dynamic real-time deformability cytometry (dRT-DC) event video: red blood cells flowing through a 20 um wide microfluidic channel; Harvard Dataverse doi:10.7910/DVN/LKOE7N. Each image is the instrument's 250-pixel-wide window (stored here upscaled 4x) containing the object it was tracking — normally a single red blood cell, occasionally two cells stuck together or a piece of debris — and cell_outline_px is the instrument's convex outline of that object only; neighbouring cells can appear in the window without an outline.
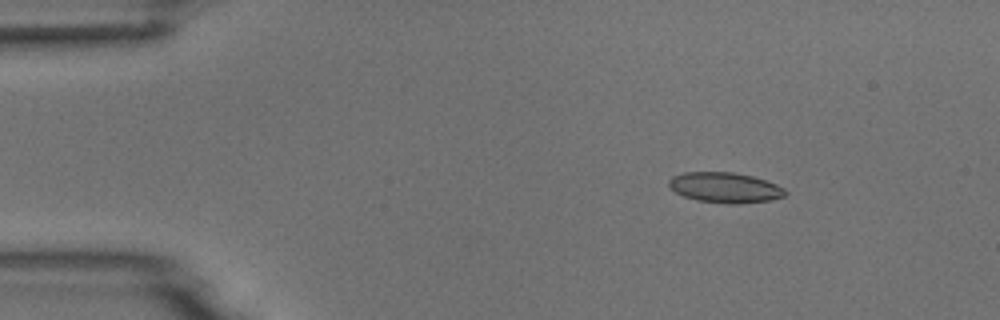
{"species": "common noctule bat (a hibernating species)", "species_latin": "Nyctalus noctula", "temperature_condition": "room temperature", "stored_images_in_passage": 5, "camera_frame_rate_fps": 3000, "um_per_image_px": 0.085, "animal": {"sex": "male", "body_mass_g": 18.8}, "frame": {"image": 1, "passage_image": 3, "time_ms": 2.333, "image_size_px": [1000, 320], "cell_outline_px": [[788, 192], [784, 196], [772, 200], [736, 204], [728, 204], [696, 200], [684, 196], [668, 188], [668, 180], [672, 176], [684, 172], [732, 172], [752, 176], [776, 184], [784, 188]], "centroid_in_image_um": [61.6, 15.95], "position_along_channel_um": 23.4, "area_um2": 20.69}}